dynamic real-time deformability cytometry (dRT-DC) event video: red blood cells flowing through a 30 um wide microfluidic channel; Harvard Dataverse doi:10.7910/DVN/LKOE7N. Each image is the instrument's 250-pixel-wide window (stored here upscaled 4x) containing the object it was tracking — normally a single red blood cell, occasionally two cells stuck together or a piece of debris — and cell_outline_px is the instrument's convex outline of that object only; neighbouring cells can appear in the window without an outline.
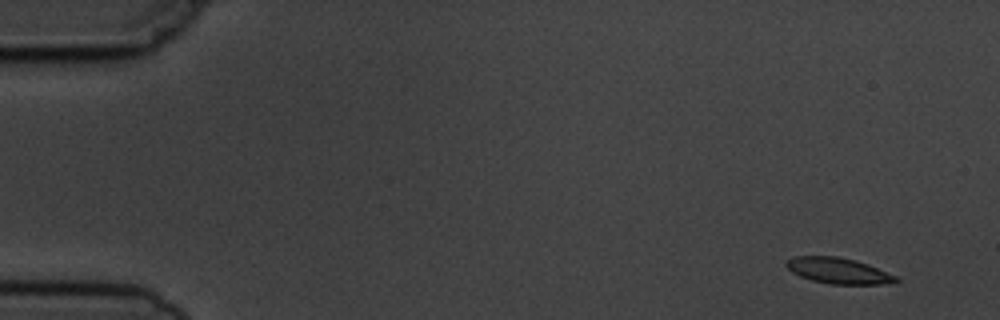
{"species": "common noctule bat (a hibernating species)", "species_latin": "Nyctalus noctula", "temperature_condition": "cold", "stored_images_in_passage": 3, "camera_frame_rate_fps": 3000, "um_per_image_px": 0.085, "animal": {"sex": "male", "body_mass_g": 19.5, "forearm_length_mm": 54.6}, "frame": {"image": 1, "passage_image": 1, "time_ms": 0.0, "image_size_px": [1000, 320], "cell_outline_px": [[900, 280], [880, 284], [828, 284], [812, 280], [800, 276], [792, 272], [784, 264], [784, 260], [792, 256], [836, 256], [856, 260], [868, 264], [900, 276]], "centroid_in_image_um": [71.25, 23.0], "position_along_channel_um": 13.7, "area_um2": 16.76}}